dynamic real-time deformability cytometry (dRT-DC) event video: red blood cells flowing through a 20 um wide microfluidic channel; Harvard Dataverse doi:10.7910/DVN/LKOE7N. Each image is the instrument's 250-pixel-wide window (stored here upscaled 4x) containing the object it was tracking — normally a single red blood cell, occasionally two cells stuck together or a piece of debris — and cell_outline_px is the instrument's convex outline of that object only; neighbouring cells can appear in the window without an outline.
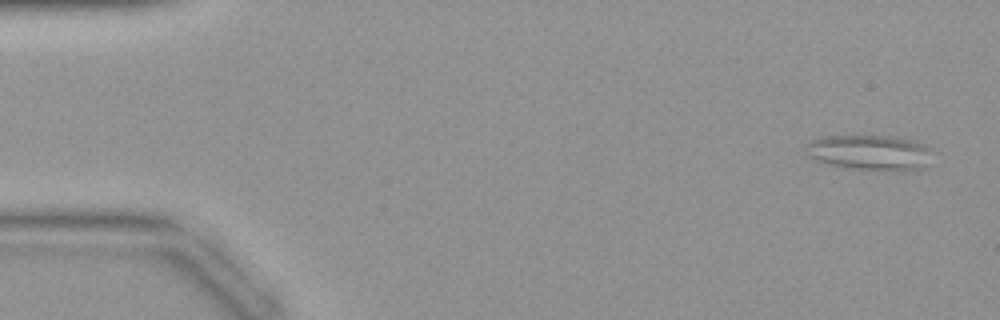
{"species": "common noctule bat (a hibernating species)", "species_latin": "Nyctalus noctula", "temperature_condition": "warm", "stored_images_in_passage": 43, "camera_frame_rate_fps": 3000, "um_per_image_px": 0.085, "animal": {"sex": "female", "body_mass_g": 19.9}, "frame": {"image": 1, "passage_image": 2, "time_ms": 0.333, "image_size_px": [1000, 320], "cell_outline_px": [[936, 152], [924, 168], [844, 168], [828, 164], [816, 160], [808, 156], [804, 152], [808, 144], [812, 140], [820, 136], [892, 136], [916, 140], [928, 144]], "centroid_in_image_um": [73.97, 12.91], "position_along_channel_um": 11.0, "area_um2": 25.89}}
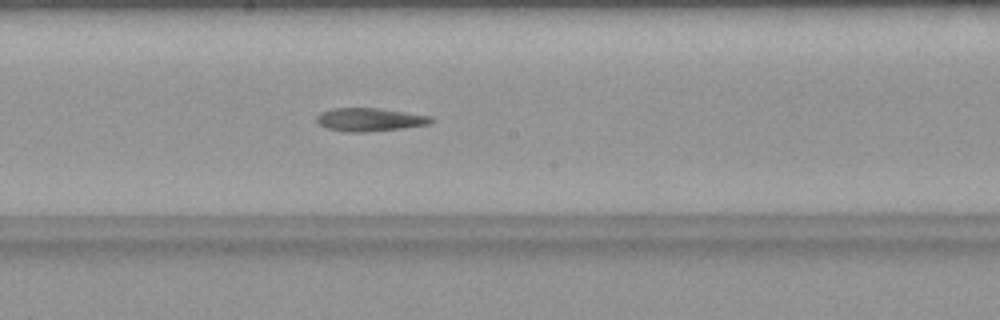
{"frame": {"image": 2, "passage_image": 23, "time_ms": 7.333, "image_size_px": [1000, 320], "cell_outline_px": [[436, 120], [428, 124], [400, 128], [364, 132], [344, 132], [328, 128], [320, 124], [316, 120], [316, 116], [320, 112], [332, 108], [380, 108], [432, 116]], "centroid_in_image_um": [31.42, 10.15], "position_along_channel_um": 216.8, "area_um2": 15.49}}
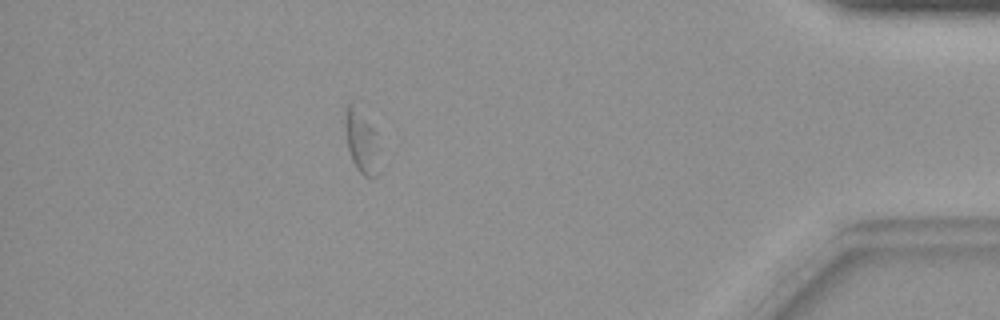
{"frame": {"image": 3, "passage_image": 38, "time_ms": 12.333, "image_size_px": [1000, 320], "cell_outline_px": [[380, 172], [376, 176], [364, 176], [356, 168], [348, 152], [344, 128], [344, 120], [348, 104], [352, 100], [376, 132], [380, 148]], "centroid_in_image_um": [30.76, 12.06], "position_along_channel_um": 404.4, "area_um2": 13.18}}